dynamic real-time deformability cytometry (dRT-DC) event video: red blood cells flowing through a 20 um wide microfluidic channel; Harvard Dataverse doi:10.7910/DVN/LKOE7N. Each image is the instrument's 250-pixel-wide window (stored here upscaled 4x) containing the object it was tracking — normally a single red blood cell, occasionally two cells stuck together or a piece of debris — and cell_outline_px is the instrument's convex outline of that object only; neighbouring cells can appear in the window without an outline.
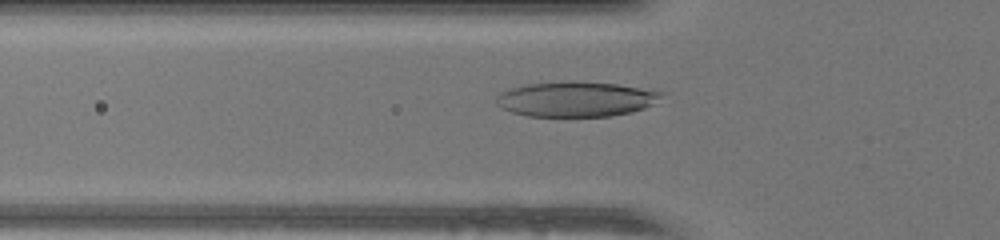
{"species": "human", "species_latin": "Homo sapiens", "temperature_condition": "warm", "stored_images_in_passage": 51, "camera_frame_rate_fps": 3000, "um_per_image_px": 0.085, "donor": {"sex": "female"}, "frame": {"image": 1, "passage_image": 18, "time_ms": 5.667, "image_size_px": [1000, 240], "cell_outline_px": [[664, 92], [656, 104], [632, 112], [612, 116], [528, 116], [512, 112], [500, 108], [496, 104], [496, 96], [500, 92], [508, 88], [524, 84], [616, 84]], "centroid_in_image_um": [48.94, 8.47], "position_along_channel_um": 76.9, "area_um2": 32.83}}
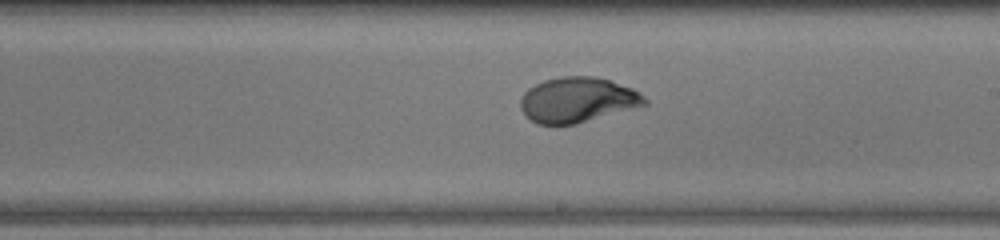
{"frame": {"image": 2, "passage_image": 30, "time_ms": 9.667, "image_size_px": [1000, 240], "cell_outline_px": [[648, 104], [576, 124], [536, 124], [520, 108], [520, 100], [524, 92], [528, 88], [544, 80], [560, 76], [596, 76], [632, 88], [644, 96], [648, 100]], "centroid_in_image_um": [49.09, 8.48], "position_along_channel_um": 239.9, "area_um2": 32.54}}
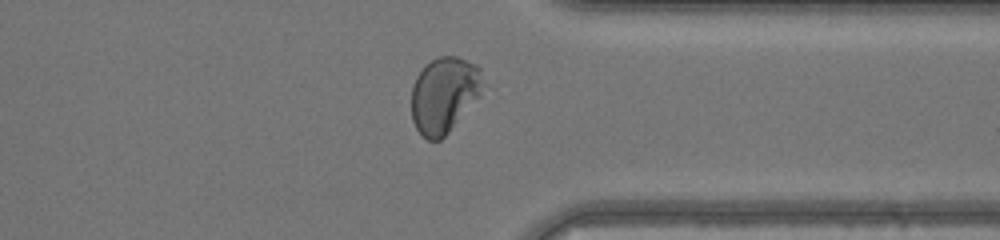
{"frame": {"image": 3, "passage_image": 40, "time_ms": 13.0, "image_size_px": [1000, 240], "cell_outline_px": [[492, 88], [440, 140], [428, 140], [416, 128], [412, 120], [412, 84], [416, 76], [432, 60], [440, 56], [456, 56], [476, 64], [480, 68]], "centroid_in_image_um": [37.9, 8.04], "position_along_channel_um": 373.5, "area_um2": 32.83}, "authors_computed_cell_mechanics": {"area_um2": 32.946, "velocity_mm_per_s": 4.088, "shape_relaxation_time_tau1_ms": 4.9184, "shape_relaxation_time_tau2_ms": null, "deformation_change_tau1": 0.2679, "deformation_change_tau2": null}}